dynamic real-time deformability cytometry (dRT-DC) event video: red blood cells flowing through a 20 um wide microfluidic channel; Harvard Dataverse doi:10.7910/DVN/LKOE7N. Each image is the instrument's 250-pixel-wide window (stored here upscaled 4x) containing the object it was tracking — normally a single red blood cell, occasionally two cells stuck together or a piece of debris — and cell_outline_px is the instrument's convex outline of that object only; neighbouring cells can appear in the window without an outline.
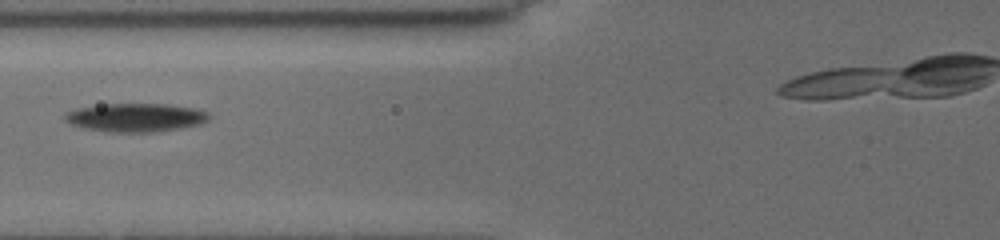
{"species": "common noctule bat (a hibernating species)", "species_latin": "Nyctalus noctula", "temperature_condition": "cold", "stored_images_in_passage": 5, "segment_of_instrument_passage": [1, 2], "camera_frame_rate_fps": 3000, "um_per_image_px": 0.085, "animal": {"sex": "female", "body_mass_g": 19.5, "forearm_length_mm": 54.1}, "frame": {"image": 1, "passage_image": 3, "time_ms": 2.333, "image_size_px": [1000, 240], "cell_outline_px": [[212, 116], [208, 120], [200, 124], [180, 128], [152, 132], [108, 132], [84, 128], [72, 124], [64, 120], [64, 116], [68, 112], [80, 108], [104, 104], [168, 104], [196, 108], [208, 112]], "centroid_in_image_um": [11.58, 9.99], "position_along_channel_um": 114.2, "area_um2": 23.87}}